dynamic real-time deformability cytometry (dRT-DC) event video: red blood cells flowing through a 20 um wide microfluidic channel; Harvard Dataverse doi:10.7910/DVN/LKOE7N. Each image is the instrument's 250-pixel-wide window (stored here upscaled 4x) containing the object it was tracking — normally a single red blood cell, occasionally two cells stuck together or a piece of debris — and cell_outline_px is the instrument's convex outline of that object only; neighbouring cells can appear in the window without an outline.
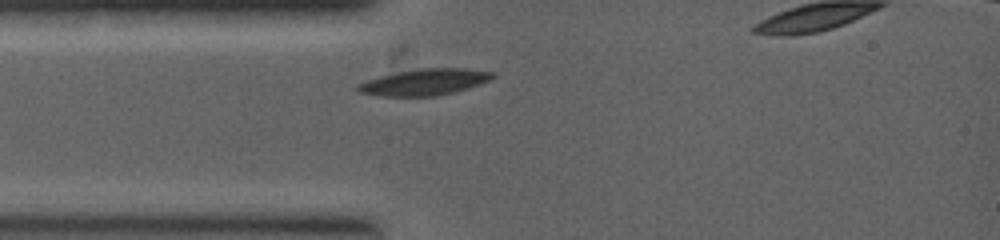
{"species": "common noctule bat (a hibernating species)", "species_latin": "Nyctalus noctula", "temperature_condition": "warm", "stored_images_in_passage": 2, "camera_frame_rate_fps": 5000, "um_per_image_px": 0.085, "animal": {"sex": "female", "body_mass_g": 19.0, "forearm_length_mm": 53.3}, "frame": {"image": 1, "passage_image": 1, "time_ms": 0.0, "image_size_px": [1000, 240], "cell_outline_px": [[496, 76], [480, 84], [468, 88], [436, 96], [380, 96], [360, 92], [356, 88], [356, 84], [380, 76], [396, 72], [420, 68], [468, 68], [496, 72]], "centroid_in_image_um": [36.11, 6.96], "position_along_channel_um": 48.9, "area_um2": 20.69}}